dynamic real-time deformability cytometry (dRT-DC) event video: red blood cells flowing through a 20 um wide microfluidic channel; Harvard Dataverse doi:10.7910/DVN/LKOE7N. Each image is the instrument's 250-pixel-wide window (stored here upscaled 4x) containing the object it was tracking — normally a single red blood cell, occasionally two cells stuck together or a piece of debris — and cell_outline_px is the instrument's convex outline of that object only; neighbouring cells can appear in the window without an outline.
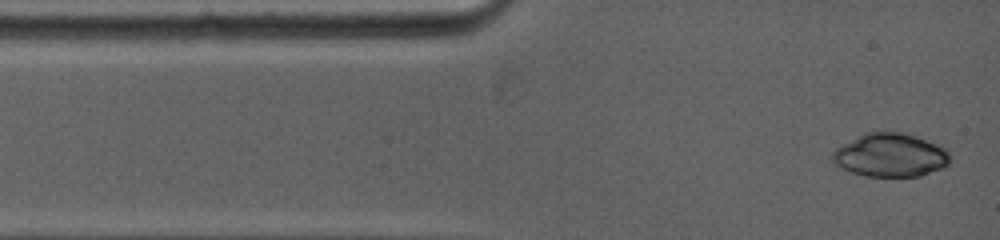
{"species": "common noctule bat (a hibernating species)", "species_latin": "Nyctalus noctula", "temperature_condition": "warm", "stored_images_in_passage": 6, "camera_frame_rate_fps": 5000, "um_per_image_px": 0.085, "animal": {"sex": "female", "body_mass_g": 19.0, "forearm_length_mm": 53.3}, "frame": {"image": 1, "passage_image": 1, "time_ms": 0.0, "image_size_px": [1000, 240], "cell_outline_px": [[948, 164], [944, 168], [920, 176], [864, 176], [840, 168], [832, 164], [832, 152], [836, 148], [864, 132], [888, 128], [908, 132], [936, 144], [944, 148], [948, 152]], "centroid_in_image_um": [75.64, 13.14], "position_along_channel_um": 9.4, "area_um2": 30.58}}
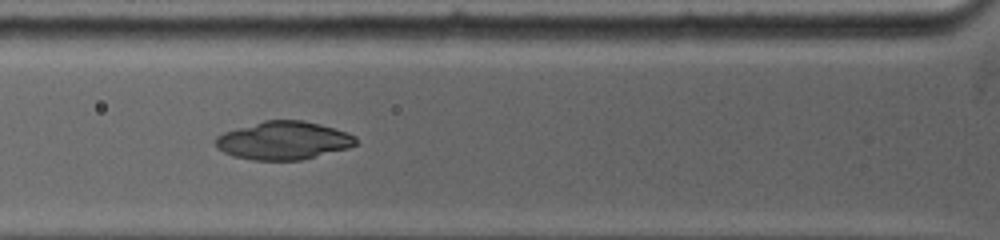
{"frame": {"image": 2, "passage_image": 5, "time_ms": 3.4, "image_size_px": [1000, 240], "cell_outline_px": [[356, 144], [348, 148], [300, 160], [252, 160], [232, 156], [216, 148], [216, 136], [224, 132], [264, 120], [300, 120], [320, 124], [348, 132], [356, 136]], "centroid_in_image_um": [24.09, 11.94], "position_along_channel_um": 101.7, "area_um2": 31.1}}
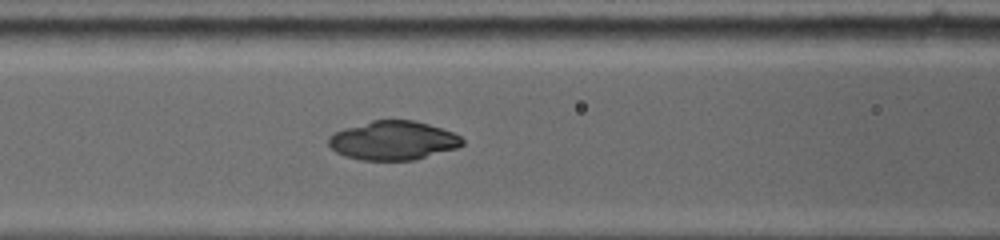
{"frame": {"image": 3, "passage_image": 6, "time_ms": 4.2, "image_size_px": [1000, 240], "cell_outline_px": [[464, 144], [456, 148], [412, 160], [360, 160], [344, 156], [336, 152], [328, 144], [328, 136], [344, 128], [372, 120], [412, 120], [428, 124], [452, 132], [460, 136], [464, 140]], "centroid_in_image_um": [33.39, 11.94], "position_along_channel_um": 133.2, "area_um2": 30.17}}